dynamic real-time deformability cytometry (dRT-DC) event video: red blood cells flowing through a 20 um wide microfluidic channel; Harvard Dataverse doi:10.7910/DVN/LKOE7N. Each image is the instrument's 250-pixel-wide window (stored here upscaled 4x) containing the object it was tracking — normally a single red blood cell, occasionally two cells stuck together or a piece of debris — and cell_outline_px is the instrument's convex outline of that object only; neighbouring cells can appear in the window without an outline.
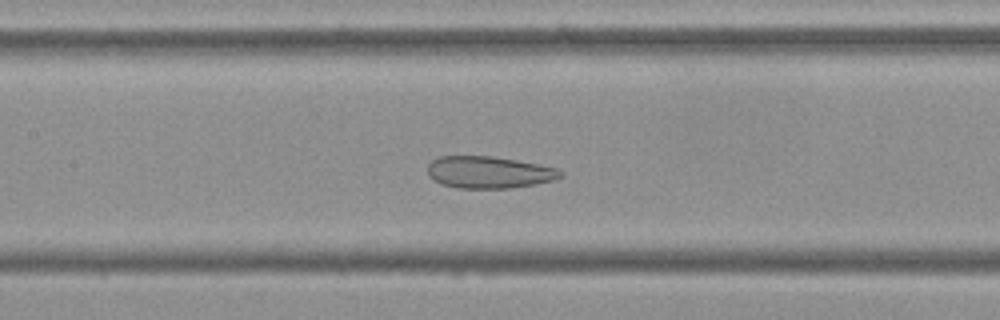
{"species": "Egyptian fruit bat (a non-hibernating species)", "species_latin": "Rousettus aegyptiacus", "temperature_condition": "cold", "stored_images_in_passage": 50, "camera_frame_rate_fps": 3000, "um_per_image_px": 0.085, "frame": {"image": 1, "passage_image": 21, "time_ms": 6.667, "image_size_px": [1000, 320], "cell_outline_px": [[564, 176], [552, 180], [532, 184], [508, 188], [460, 188], [444, 184], [428, 176], [428, 164], [432, 160], [440, 156], [492, 156], [540, 164], [556, 168], [564, 172]], "centroid_in_image_um": [41.57, 14.63], "position_along_channel_um": 165.8, "area_um2": 24.57}}
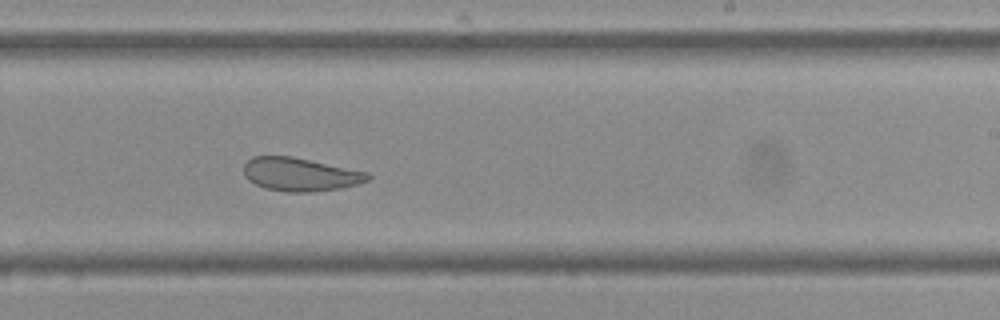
{"frame": {"image": 2, "passage_image": 29, "time_ms": 9.333, "image_size_px": [1000, 320], "cell_outline_px": [[372, 176], [368, 180], [356, 184], [340, 188], [308, 192], [288, 192], [264, 188], [248, 180], [244, 176], [244, 164], [252, 156], [292, 156], [368, 172]], "centroid_in_image_um": [25.49, 14.82], "position_along_channel_um": 263.5, "area_um2": 24.04}}
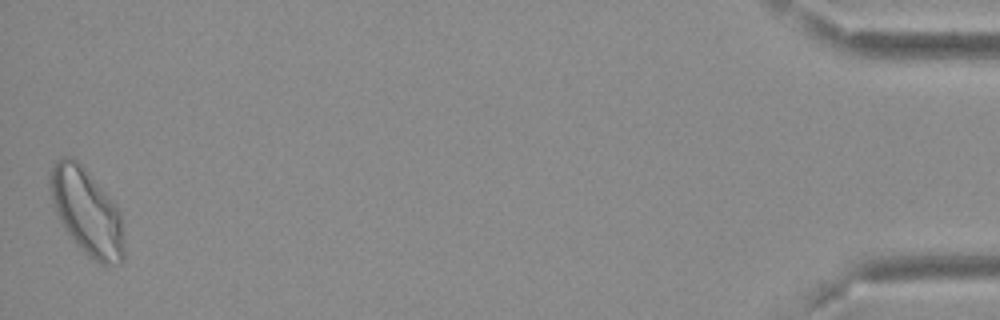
{"frame": {"image": 3, "passage_image": 50, "time_ms": 16.333, "image_size_px": [1000, 320], "cell_outline_px": [[124, 260], [120, 264], [100, 264], [88, 256], [76, 244], [64, 228], [52, 204], [48, 188], [48, 176], [52, 164], [60, 156], [68, 156], [76, 160], [80, 164], [112, 200], [120, 212], [124, 236]], "centroid_in_image_um": [7.35, 18.0], "position_along_channel_um": 427.9, "area_um2": 37.34}, "authors_computed_cell_mechanics": {"area_um2": 29.7092, "velocity_mm_per_s": 3.6674, "shape_relaxation_time_tau1_ms": null, "shape_relaxation_time_tau2_ms": 1.5558, "deformation_change_tau1": null, "deformation_change_tau2": 0.0769}}